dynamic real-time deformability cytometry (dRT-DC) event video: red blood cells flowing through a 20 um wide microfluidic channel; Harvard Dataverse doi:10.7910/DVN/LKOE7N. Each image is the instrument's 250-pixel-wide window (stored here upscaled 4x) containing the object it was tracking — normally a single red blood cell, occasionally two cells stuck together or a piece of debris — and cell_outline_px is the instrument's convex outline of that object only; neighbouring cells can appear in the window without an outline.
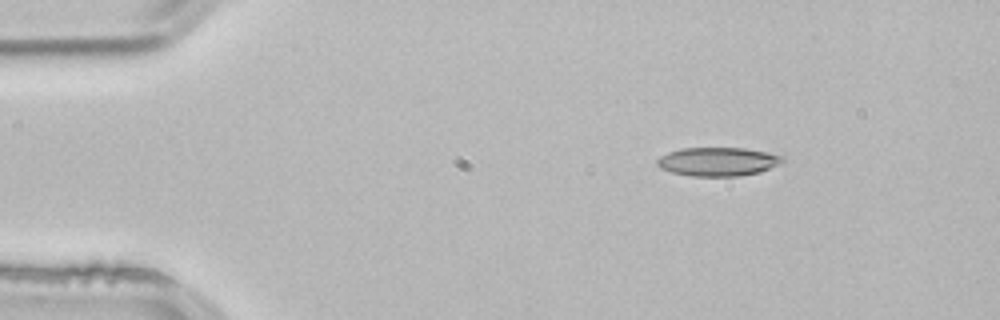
{"species": "common noctule bat (a hibernating species)", "species_latin": "Nyctalus noctula", "temperature_condition": "room temperature", "stored_images_in_passage": 4, "camera_frame_rate_fps": 3000, "um_per_image_px": 0.085, "animal": {"sex": "male", "body_mass_g": 21.5, "forearm_length_mm": 52.0}, "frame": {"image": 1, "passage_image": 1, "time_ms": 0.0, "image_size_px": [1000, 320], "cell_outline_px": [[784, 160], [780, 164], [760, 172], [740, 176], [692, 176], [672, 172], [660, 168], [656, 164], [656, 160], [660, 156], [668, 152], [680, 148], [744, 148], [768, 152], [784, 156]], "centroid_in_image_um": [61.02, 13.73], "position_along_channel_um": 24.0, "area_um2": 21.1}}